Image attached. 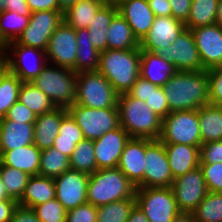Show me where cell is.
Returning a JSON list of instances; mask_svg holds the SVG:
<instances>
[{"mask_svg":"<svg viewBox=\"0 0 222 222\" xmlns=\"http://www.w3.org/2000/svg\"><path fill=\"white\" fill-rule=\"evenodd\" d=\"M18 101L31 109L36 116L42 115L56 108L49 97L32 85L31 82L22 83L19 90Z\"/></svg>","mask_w":222,"mask_h":222,"instance_id":"obj_35","label":"cell"},{"mask_svg":"<svg viewBox=\"0 0 222 222\" xmlns=\"http://www.w3.org/2000/svg\"><path fill=\"white\" fill-rule=\"evenodd\" d=\"M10 222H41L33 209L17 206Z\"/></svg>","mask_w":222,"mask_h":222,"instance_id":"obj_53","label":"cell"},{"mask_svg":"<svg viewBox=\"0 0 222 222\" xmlns=\"http://www.w3.org/2000/svg\"><path fill=\"white\" fill-rule=\"evenodd\" d=\"M0 174L7 195L18 202L24 194L25 187L31 176L20 169L5 166L1 162Z\"/></svg>","mask_w":222,"mask_h":222,"instance_id":"obj_39","label":"cell"},{"mask_svg":"<svg viewBox=\"0 0 222 222\" xmlns=\"http://www.w3.org/2000/svg\"><path fill=\"white\" fill-rule=\"evenodd\" d=\"M33 210L41 222L66 221L67 210L56 198L35 206Z\"/></svg>","mask_w":222,"mask_h":222,"instance_id":"obj_43","label":"cell"},{"mask_svg":"<svg viewBox=\"0 0 222 222\" xmlns=\"http://www.w3.org/2000/svg\"><path fill=\"white\" fill-rule=\"evenodd\" d=\"M216 24H218L222 27V0L218 1Z\"/></svg>","mask_w":222,"mask_h":222,"instance_id":"obj_60","label":"cell"},{"mask_svg":"<svg viewBox=\"0 0 222 222\" xmlns=\"http://www.w3.org/2000/svg\"><path fill=\"white\" fill-rule=\"evenodd\" d=\"M140 47L127 21L117 13L110 23L107 36V49L129 50Z\"/></svg>","mask_w":222,"mask_h":222,"instance_id":"obj_30","label":"cell"},{"mask_svg":"<svg viewBox=\"0 0 222 222\" xmlns=\"http://www.w3.org/2000/svg\"><path fill=\"white\" fill-rule=\"evenodd\" d=\"M202 144L222 140V106L203 105L198 109Z\"/></svg>","mask_w":222,"mask_h":222,"instance_id":"obj_31","label":"cell"},{"mask_svg":"<svg viewBox=\"0 0 222 222\" xmlns=\"http://www.w3.org/2000/svg\"><path fill=\"white\" fill-rule=\"evenodd\" d=\"M191 31L204 70L222 66V27L215 23Z\"/></svg>","mask_w":222,"mask_h":222,"instance_id":"obj_17","label":"cell"},{"mask_svg":"<svg viewBox=\"0 0 222 222\" xmlns=\"http://www.w3.org/2000/svg\"><path fill=\"white\" fill-rule=\"evenodd\" d=\"M41 151L34 143L11 151H0V162L36 176L39 174Z\"/></svg>","mask_w":222,"mask_h":222,"instance_id":"obj_26","label":"cell"},{"mask_svg":"<svg viewBox=\"0 0 222 222\" xmlns=\"http://www.w3.org/2000/svg\"><path fill=\"white\" fill-rule=\"evenodd\" d=\"M117 167L136 186V188H143L145 138L131 137L127 141Z\"/></svg>","mask_w":222,"mask_h":222,"instance_id":"obj_21","label":"cell"},{"mask_svg":"<svg viewBox=\"0 0 222 222\" xmlns=\"http://www.w3.org/2000/svg\"><path fill=\"white\" fill-rule=\"evenodd\" d=\"M164 147L174 179L199 167V147L173 143H164Z\"/></svg>","mask_w":222,"mask_h":222,"instance_id":"obj_22","label":"cell"},{"mask_svg":"<svg viewBox=\"0 0 222 222\" xmlns=\"http://www.w3.org/2000/svg\"><path fill=\"white\" fill-rule=\"evenodd\" d=\"M118 13L127 21L139 42L148 34L155 15L147 0H118Z\"/></svg>","mask_w":222,"mask_h":222,"instance_id":"obj_20","label":"cell"},{"mask_svg":"<svg viewBox=\"0 0 222 222\" xmlns=\"http://www.w3.org/2000/svg\"><path fill=\"white\" fill-rule=\"evenodd\" d=\"M177 72L175 66L155 52L141 51L140 76L152 84L163 85Z\"/></svg>","mask_w":222,"mask_h":222,"instance_id":"obj_25","label":"cell"},{"mask_svg":"<svg viewBox=\"0 0 222 222\" xmlns=\"http://www.w3.org/2000/svg\"><path fill=\"white\" fill-rule=\"evenodd\" d=\"M219 0H192L186 28L194 29L216 23Z\"/></svg>","mask_w":222,"mask_h":222,"instance_id":"obj_34","label":"cell"},{"mask_svg":"<svg viewBox=\"0 0 222 222\" xmlns=\"http://www.w3.org/2000/svg\"><path fill=\"white\" fill-rule=\"evenodd\" d=\"M5 61V46L0 42V65Z\"/></svg>","mask_w":222,"mask_h":222,"instance_id":"obj_62","label":"cell"},{"mask_svg":"<svg viewBox=\"0 0 222 222\" xmlns=\"http://www.w3.org/2000/svg\"><path fill=\"white\" fill-rule=\"evenodd\" d=\"M18 206L14 199H4L0 201V222H10L13 212Z\"/></svg>","mask_w":222,"mask_h":222,"instance_id":"obj_56","label":"cell"},{"mask_svg":"<svg viewBox=\"0 0 222 222\" xmlns=\"http://www.w3.org/2000/svg\"><path fill=\"white\" fill-rule=\"evenodd\" d=\"M192 213L197 222H222V192L208 191Z\"/></svg>","mask_w":222,"mask_h":222,"instance_id":"obj_40","label":"cell"},{"mask_svg":"<svg viewBox=\"0 0 222 222\" xmlns=\"http://www.w3.org/2000/svg\"><path fill=\"white\" fill-rule=\"evenodd\" d=\"M31 12L35 11H63L57 0H26Z\"/></svg>","mask_w":222,"mask_h":222,"instance_id":"obj_54","label":"cell"},{"mask_svg":"<svg viewBox=\"0 0 222 222\" xmlns=\"http://www.w3.org/2000/svg\"><path fill=\"white\" fill-rule=\"evenodd\" d=\"M141 49L101 51L98 72L118 94L127 93L140 76Z\"/></svg>","mask_w":222,"mask_h":222,"instance_id":"obj_3","label":"cell"},{"mask_svg":"<svg viewBox=\"0 0 222 222\" xmlns=\"http://www.w3.org/2000/svg\"><path fill=\"white\" fill-rule=\"evenodd\" d=\"M127 222H149L144 212L135 204L130 211Z\"/></svg>","mask_w":222,"mask_h":222,"instance_id":"obj_57","label":"cell"},{"mask_svg":"<svg viewBox=\"0 0 222 222\" xmlns=\"http://www.w3.org/2000/svg\"><path fill=\"white\" fill-rule=\"evenodd\" d=\"M54 198L55 183L53 178L36 175L29 178L18 205L33 209L35 206Z\"/></svg>","mask_w":222,"mask_h":222,"instance_id":"obj_27","label":"cell"},{"mask_svg":"<svg viewBox=\"0 0 222 222\" xmlns=\"http://www.w3.org/2000/svg\"><path fill=\"white\" fill-rule=\"evenodd\" d=\"M37 116L27 106L20 101H16L10 108L6 115L1 119L13 120L23 123H34Z\"/></svg>","mask_w":222,"mask_h":222,"instance_id":"obj_49","label":"cell"},{"mask_svg":"<svg viewBox=\"0 0 222 222\" xmlns=\"http://www.w3.org/2000/svg\"><path fill=\"white\" fill-rule=\"evenodd\" d=\"M199 167L203 172L208 191L222 192V162L200 163Z\"/></svg>","mask_w":222,"mask_h":222,"instance_id":"obj_44","label":"cell"},{"mask_svg":"<svg viewBox=\"0 0 222 222\" xmlns=\"http://www.w3.org/2000/svg\"><path fill=\"white\" fill-rule=\"evenodd\" d=\"M185 28L183 22L172 16L155 17L148 34L140 42V49L141 51L155 52L159 48L168 47Z\"/></svg>","mask_w":222,"mask_h":222,"instance_id":"obj_19","label":"cell"},{"mask_svg":"<svg viewBox=\"0 0 222 222\" xmlns=\"http://www.w3.org/2000/svg\"><path fill=\"white\" fill-rule=\"evenodd\" d=\"M84 139L82 130L68 113L61 121L59 134L55 137L52 147L70 158L76 144Z\"/></svg>","mask_w":222,"mask_h":222,"instance_id":"obj_33","label":"cell"},{"mask_svg":"<svg viewBox=\"0 0 222 222\" xmlns=\"http://www.w3.org/2000/svg\"><path fill=\"white\" fill-rule=\"evenodd\" d=\"M4 199H12V198H10L7 195L4 184L2 182V177H1V174H0V201L4 200Z\"/></svg>","mask_w":222,"mask_h":222,"instance_id":"obj_61","label":"cell"},{"mask_svg":"<svg viewBox=\"0 0 222 222\" xmlns=\"http://www.w3.org/2000/svg\"><path fill=\"white\" fill-rule=\"evenodd\" d=\"M70 168L88 175L97 170L93 140L84 139L76 144L72 152Z\"/></svg>","mask_w":222,"mask_h":222,"instance_id":"obj_38","label":"cell"},{"mask_svg":"<svg viewBox=\"0 0 222 222\" xmlns=\"http://www.w3.org/2000/svg\"><path fill=\"white\" fill-rule=\"evenodd\" d=\"M34 123L0 119V151H11L34 142Z\"/></svg>","mask_w":222,"mask_h":222,"instance_id":"obj_24","label":"cell"},{"mask_svg":"<svg viewBox=\"0 0 222 222\" xmlns=\"http://www.w3.org/2000/svg\"><path fill=\"white\" fill-rule=\"evenodd\" d=\"M155 17L171 16V5L168 0H147Z\"/></svg>","mask_w":222,"mask_h":222,"instance_id":"obj_55","label":"cell"},{"mask_svg":"<svg viewBox=\"0 0 222 222\" xmlns=\"http://www.w3.org/2000/svg\"><path fill=\"white\" fill-rule=\"evenodd\" d=\"M68 114L66 108L56 107L37 116L34 122V144L40 149L51 148L59 134L62 119Z\"/></svg>","mask_w":222,"mask_h":222,"instance_id":"obj_23","label":"cell"},{"mask_svg":"<svg viewBox=\"0 0 222 222\" xmlns=\"http://www.w3.org/2000/svg\"><path fill=\"white\" fill-rule=\"evenodd\" d=\"M64 11H35L31 13L29 24L17 38L18 44L47 50L49 39L64 21Z\"/></svg>","mask_w":222,"mask_h":222,"instance_id":"obj_11","label":"cell"},{"mask_svg":"<svg viewBox=\"0 0 222 222\" xmlns=\"http://www.w3.org/2000/svg\"><path fill=\"white\" fill-rule=\"evenodd\" d=\"M117 1H118V0H110V2H115V3H116Z\"/></svg>","mask_w":222,"mask_h":222,"instance_id":"obj_64","label":"cell"},{"mask_svg":"<svg viewBox=\"0 0 222 222\" xmlns=\"http://www.w3.org/2000/svg\"><path fill=\"white\" fill-rule=\"evenodd\" d=\"M105 0H78L63 13L64 21L75 30L87 29Z\"/></svg>","mask_w":222,"mask_h":222,"instance_id":"obj_29","label":"cell"},{"mask_svg":"<svg viewBox=\"0 0 222 222\" xmlns=\"http://www.w3.org/2000/svg\"><path fill=\"white\" fill-rule=\"evenodd\" d=\"M173 181L164 143L145 139L143 188L171 187Z\"/></svg>","mask_w":222,"mask_h":222,"instance_id":"obj_12","label":"cell"},{"mask_svg":"<svg viewBox=\"0 0 222 222\" xmlns=\"http://www.w3.org/2000/svg\"><path fill=\"white\" fill-rule=\"evenodd\" d=\"M22 81L7 70L0 79V119L9 111V108L18 100Z\"/></svg>","mask_w":222,"mask_h":222,"instance_id":"obj_42","label":"cell"},{"mask_svg":"<svg viewBox=\"0 0 222 222\" xmlns=\"http://www.w3.org/2000/svg\"><path fill=\"white\" fill-rule=\"evenodd\" d=\"M67 110L88 140H96L120 126L118 107L94 109L73 103Z\"/></svg>","mask_w":222,"mask_h":222,"instance_id":"obj_8","label":"cell"},{"mask_svg":"<svg viewBox=\"0 0 222 222\" xmlns=\"http://www.w3.org/2000/svg\"><path fill=\"white\" fill-rule=\"evenodd\" d=\"M171 189L179 210L192 213L208 193L200 167L174 179Z\"/></svg>","mask_w":222,"mask_h":222,"instance_id":"obj_15","label":"cell"},{"mask_svg":"<svg viewBox=\"0 0 222 222\" xmlns=\"http://www.w3.org/2000/svg\"><path fill=\"white\" fill-rule=\"evenodd\" d=\"M78 0H57L58 6L65 11L69 6L76 3Z\"/></svg>","mask_w":222,"mask_h":222,"instance_id":"obj_59","label":"cell"},{"mask_svg":"<svg viewBox=\"0 0 222 222\" xmlns=\"http://www.w3.org/2000/svg\"><path fill=\"white\" fill-rule=\"evenodd\" d=\"M5 62L22 82H31L47 64L46 51L13 41L5 46Z\"/></svg>","mask_w":222,"mask_h":222,"instance_id":"obj_10","label":"cell"},{"mask_svg":"<svg viewBox=\"0 0 222 222\" xmlns=\"http://www.w3.org/2000/svg\"><path fill=\"white\" fill-rule=\"evenodd\" d=\"M155 53L172 63L177 71L204 70L191 29L185 28L170 46L159 48Z\"/></svg>","mask_w":222,"mask_h":222,"instance_id":"obj_13","label":"cell"},{"mask_svg":"<svg viewBox=\"0 0 222 222\" xmlns=\"http://www.w3.org/2000/svg\"><path fill=\"white\" fill-rule=\"evenodd\" d=\"M131 137L119 126L93 140L97 169L116 168L124 146Z\"/></svg>","mask_w":222,"mask_h":222,"instance_id":"obj_18","label":"cell"},{"mask_svg":"<svg viewBox=\"0 0 222 222\" xmlns=\"http://www.w3.org/2000/svg\"><path fill=\"white\" fill-rule=\"evenodd\" d=\"M172 222H197V221L195 220L193 213L181 212L172 220Z\"/></svg>","mask_w":222,"mask_h":222,"instance_id":"obj_58","label":"cell"},{"mask_svg":"<svg viewBox=\"0 0 222 222\" xmlns=\"http://www.w3.org/2000/svg\"><path fill=\"white\" fill-rule=\"evenodd\" d=\"M70 169L69 157L54 147L43 149L40 156V176L55 178Z\"/></svg>","mask_w":222,"mask_h":222,"instance_id":"obj_37","label":"cell"},{"mask_svg":"<svg viewBox=\"0 0 222 222\" xmlns=\"http://www.w3.org/2000/svg\"><path fill=\"white\" fill-rule=\"evenodd\" d=\"M13 11L21 16H31V10L26 0H0L1 11Z\"/></svg>","mask_w":222,"mask_h":222,"instance_id":"obj_52","label":"cell"},{"mask_svg":"<svg viewBox=\"0 0 222 222\" xmlns=\"http://www.w3.org/2000/svg\"><path fill=\"white\" fill-rule=\"evenodd\" d=\"M162 88L170 112L198 110L203 105L210 104L207 70L177 71Z\"/></svg>","mask_w":222,"mask_h":222,"instance_id":"obj_1","label":"cell"},{"mask_svg":"<svg viewBox=\"0 0 222 222\" xmlns=\"http://www.w3.org/2000/svg\"><path fill=\"white\" fill-rule=\"evenodd\" d=\"M117 13L118 7L115 2H105L96 12L91 26L87 28L90 41L100 52L107 50L108 28Z\"/></svg>","mask_w":222,"mask_h":222,"instance_id":"obj_28","label":"cell"},{"mask_svg":"<svg viewBox=\"0 0 222 222\" xmlns=\"http://www.w3.org/2000/svg\"><path fill=\"white\" fill-rule=\"evenodd\" d=\"M151 86L156 85L139 76L133 86L127 91V94L145 102L151 93Z\"/></svg>","mask_w":222,"mask_h":222,"instance_id":"obj_50","label":"cell"},{"mask_svg":"<svg viewBox=\"0 0 222 222\" xmlns=\"http://www.w3.org/2000/svg\"><path fill=\"white\" fill-rule=\"evenodd\" d=\"M66 222H97V207L85 203L67 211Z\"/></svg>","mask_w":222,"mask_h":222,"instance_id":"obj_47","label":"cell"},{"mask_svg":"<svg viewBox=\"0 0 222 222\" xmlns=\"http://www.w3.org/2000/svg\"><path fill=\"white\" fill-rule=\"evenodd\" d=\"M118 95L98 71L77 73L74 103L94 109L117 107Z\"/></svg>","mask_w":222,"mask_h":222,"instance_id":"obj_6","label":"cell"},{"mask_svg":"<svg viewBox=\"0 0 222 222\" xmlns=\"http://www.w3.org/2000/svg\"><path fill=\"white\" fill-rule=\"evenodd\" d=\"M171 5V16L184 24L188 20L192 0H168Z\"/></svg>","mask_w":222,"mask_h":222,"instance_id":"obj_51","label":"cell"},{"mask_svg":"<svg viewBox=\"0 0 222 222\" xmlns=\"http://www.w3.org/2000/svg\"><path fill=\"white\" fill-rule=\"evenodd\" d=\"M120 126L132 138L159 139L162 119L142 100L127 93L118 95Z\"/></svg>","mask_w":222,"mask_h":222,"instance_id":"obj_2","label":"cell"},{"mask_svg":"<svg viewBox=\"0 0 222 222\" xmlns=\"http://www.w3.org/2000/svg\"><path fill=\"white\" fill-rule=\"evenodd\" d=\"M145 103L161 119H164L169 113V105L162 87L151 86V93Z\"/></svg>","mask_w":222,"mask_h":222,"instance_id":"obj_45","label":"cell"},{"mask_svg":"<svg viewBox=\"0 0 222 222\" xmlns=\"http://www.w3.org/2000/svg\"><path fill=\"white\" fill-rule=\"evenodd\" d=\"M53 180L55 198L67 211L87 203L88 174L70 168Z\"/></svg>","mask_w":222,"mask_h":222,"instance_id":"obj_16","label":"cell"},{"mask_svg":"<svg viewBox=\"0 0 222 222\" xmlns=\"http://www.w3.org/2000/svg\"><path fill=\"white\" fill-rule=\"evenodd\" d=\"M210 104L222 106V66L207 70Z\"/></svg>","mask_w":222,"mask_h":222,"instance_id":"obj_46","label":"cell"},{"mask_svg":"<svg viewBox=\"0 0 222 222\" xmlns=\"http://www.w3.org/2000/svg\"><path fill=\"white\" fill-rule=\"evenodd\" d=\"M222 162V140L205 142L200 147V163Z\"/></svg>","mask_w":222,"mask_h":222,"instance_id":"obj_48","label":"cell"},{"mask_svg":"<svg viewBox=\"0 0 222 222\" xmlns=\"http://www.w3.org/2000/svg\"><path fill=\"white\" fill-rule=\"evenodd\" d=\"M30 16H21L13 11L0 12V42L6 46L16 41L29 24Z\"/></svg>","mask_w":222,"mask_h":222,"instance_id":"obj_36","label":"cell"},{"mask_svg":"<svg viewBox=\"0 0 222 222\" xmlns=\"http://www.w3.org/2000/svg\"><path fill=\"white\" fill-rule=\"evenodd\" d=\"M76 37L78 46L76 73L97 71L101 52L90 41L88 29H77Z\"/></svg>","mask_w":222,"mask_h":222,"instance_id":"obj_32","label":"cell"},{"mask_svg":"<svg viewBox=\"0 0 222 222\" xmlns=\"http://www.w3.org/2000/svg\"><path fill=\"white\" fill-rule=\"evenodd\" d=\"M77 48L76 30L63 21L49 39L46 50L47 63L76 72Z\"/></svg>","mask_w":222,"mask_h":222,"instance_id":"obj_14","label":"cell"},{"mask_svg":"<svg viewBox=\"0 0 222 222\" xmlns=\"http://www.w3.org/2000/svg\"><path fill=\"white\" fill-rule=\"evenodd\" d=\"M135 204V197H132L97 207V222H127Z\"/></svg>","mask_w":222,"mask_h":222,"instance_id":"obj_41","label":"cell"},{"mask_svg":"<svg viewBox=\"0 0 222 222\" xmlns=\"http://www.w3.org/2000/svg\"><path fill=\"white\" fill-rule=\"evenodd\" d=\"M159 140L163 143L201 147L198 110L170 112L162 119Z\"/></svg>","mask_w":222,"mask_h":222,"instance_id":"obj_7","label":"cell"},{"mask_svg":"<svg viewBox=\"0 0 222 222\" xmlns=\"http://www.w3.org/2000/svg\"><path fill=\"white\" fill-rule=\"evenodd\" d=\"M76 79L77 73L72 69L47 63L31 84L45 93L55 107L68 109L76 99Z\"/></svg>","mask_w":222,"mask_h":222,"instance_id":"obj_5","label":"cell"},{"mask_svg":"<svg viewBox=\"0 0 222 222\" xmlns=\"http://www.w3.org/2000/svg\"><path fill=\"white\" fill-rule=\"evenodd\" d=\"M136 186L118 168L97 169L89 175L87 203L100 207L113 201L132 198Z\"/></svg>","mask_w":222,"mask_h":222,"instance_id":"obj_4","label":"cell"},{"mask_svg":"<svg viewBox=\"0 0 222 222\" xmlns=\"http://www.w3.org/2000/svg\"><path fill=\"white\" fill-rule=\"evenodd\" d=\"M135 200L149 222H172L181 213L171 187L136 188Z\"/></svg>","mask_w":222,"mask_h":222,"instance_id":"obj_9","label":"cell"},{"mask_svg":"<svg viewBox=\"0 0 222 222\" xmlns=\"http://www.w3.org/2000/svg\"><path fill=\"white\" fill-rule=\"evenodd\" d=\"M8 70L7 64L4 61L1 65H0V79L2 77V75Z\"/></svg>","mask_w":222,"mask_h":222,"instance_id":"obj_63","label":"cell"}]
</instances>
